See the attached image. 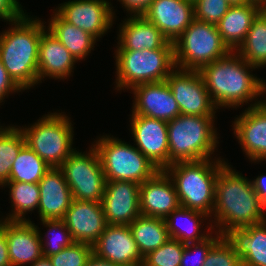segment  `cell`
Listing matches in <instances>:
<instances>
[{"instance_id":"obj_1","label":"cell","mask_w":266,"mask_h":266,"mask_svg":"<svg viewBox=\"0 0 266 266\" xmlns=\"http://www.w3.org/2000/svg\"><path fill=\"white\" fill-rule=\"evenodd\" d=\"M227 163L219 170L215 182V204L209 226L224 236L233 228H243L266 220V206L255 192L251 179ZM212 223V224H211Z\"/></svg>"},{"instance_id":"obj_2","label":"cell","mask_w":266,"mask_h":266,"mask_svg":"<svg viewBox=\"0 0 266 266\" xmlns=\"http://www.w3.org/2000/svg\"><path fill=\"white\" fill-rule=\"evenodd\" d=\"M255 68L236 51H230L226 56L202 67L199 73L218 109L220 107L237 109L248 102L255 101L249 105L250 107L262 104L261 98L258 100L257 97L264 98L263 80L251 74Z\"/></svg>"},{"instance_id":"obj_3","label":"cell","mask_w":266,"mask_h":266,"mask_svg":"<svg viewBox=\"0 0 266 266\" xmlns=\"http://www.w3.org/2000/svg\"><path fill=\"white\" fill-rule=\"evenodd\" d=\"M0 33V60L13 81L23 90L38 84V53L41 34L47 29L39 18L25 14Z\"/></svg>"},{"instance_id":"obj_4","label":"cell","mask_w":266,"mask_h":266,"mask_svg":"<svg viewBox=\"0 0 266 266\" xmlns=\"http://www.w3.org/2000/svg\"><path fill=\"white\" fill-rule=\"evenodd\" d=\"M226 162L218 157L170 164L165 171L175 184L180 206L210 216L215 204V182Z\"/></svg>"},{"instance_id":"obj_5","label":"cell","mask_w":266,"mask_h":266,"mask_svg":"<svg viewBox=\"0 0 266 266\" xmlns=\"http://www.w3.org/2000/svg\"><path fill=\"white\" fill-rule=\"evenodd\" d=\"M215 117L180 114L167 122L169 165L213 158L219 144Z\"/></svg>"},{"instance_id":"obj_6","label":"cell","mask_w":266,"mask_h":266,"mask_svg":"<svg viewBox=\"0 0 266 266\" xmlns=\"http://www.w3.org/2000/svg\"><path fill=\"white\" fill-rule=\"evenodd\" d=\"M114 51L117 91L125 88L129 90L140 84L164 81L176 68L174 48Z\"/></svg>"},{"instance_id":"obj_7","label":"cell","mask_w":266,"mask_h":266,"mask_svg":"<svg viewBox=\"0 0 266 266\" xmlns=\"http://www.w3.org/2000/svg\"><path fill=\"white\" fill-rule=\"evenodd\" d=\"M64 112L48 113L30 127L20 128L26 145L50 168H59L76 149L73 145V124Z\"/></svg>"},{"instance_id":"obj_8","label":"cell","mask_w":266,"mask_h":266,"mask_svg":"<svg viewBox=\"0 0 266 266\" xmlns=\"http://www.w3.org/2000/svg\"><path fill=\"white\" fill-rule=\"evenodd\" d=\"M92 144L98 152L106 181H132L142 184L159 169L134 145L103 135Z\"/></svg>"},{"instance_id":"obj_9","label":"cell","mask_w":266,"mask_h":266,"mask_svg":"<svg viewBox=\"0 0 266 266\" xmlns=\"http://www.w3.org/2000/svg\"><path fill=\"white\" fill-rule=\"evenodd\" d=\"M173 45L175 66L182 70H200L231 51L223 42L216 25L196 19Z\"/></svg>"},{"instance_id":"obj_10","label":"cell","mask_w":266,"mask_h":266,"mask_svg":"<svg viewBox=\"0 0 266 266\" xmlns=\"http://www.w3.org/2000/svg\"><path fill=\"white\" fill-rule=\"evenodd\" d=\"M59 169L71 189L73 199L101 202L106 179L100 157L93 145L88 152L82 153L75 149Z\"/></svg>"},{"instance_id":"obj_11","label":"cell","mask_w":266,"mask_h":266,"mask_svg":"<svg viewBox=\"0 0 266 266\" xmlns=\"http://www.w3.org/2000/svg\"><path fill=\"white\" fill-rule=\"evenodd\" d=\"M166 82L181 114L216 116L215 110L218 108L213 103L199 70H182L176 67Z\"/></svg>"},{"instance_id":"obj_12","label":"cell","mask_w":266,"mask_h":266,"mask_svg":"<svg viewBox=\"0 0 266 266\" xmlns=\"http://www.w3.org/2000/svg\"><path fill=\"white\" fill-rule=\"evenodd\" d=\"M56 11L65 21L90 33L97 40L111 29L115 21L114 7L108 0H69Z\"/></svg>"},{"instance_id":"obj_13","label":"cell","mask_w":266,"mask_h":266,"mask_svg":"<svg viewBox=\"0 0 266 266\" xmlns=\"http://www.w3.org/2000/svg\"><path fill=\"white\" fill-rule=\"evenodd\" d=\"M130 119L136 148L159 170H165L169 166L167 122L136 114H132Z\"/></svg>"},{"instance_id":"obj_14","label":"cell","mask_w":266,"mask_h":266,"mask_svg":"<svg viewBox=\"0 0 266 266\" xmlns=\"http://www.w3.org/2000/svg\"><path fill=\"white\" fill-rule=\"evenodd\" d=\"M140 184L132 181H106L101 200L107 224L129 225L141 215Z\"/></svg>"},{"instance_id":"obj_15","label":"cell","mask_w":266,"mask_h":266,"mask_svg":"<svg viewBox=\"0 0 266 266\" xmlns=\"http://www.w3.org/2000/svg\"><path fill=\"white\" fill-rule=\"evenodd\" d=\"M92 253L121 266H142L139 252L129 225H110L92 245Z\"/></svg>"},{"instance_id":"obj_16","label":"cell","mask_w":266,"mask_h":266,"mask_svg":"<svg viewBox=\"0 0 266 266\" xmlns=\"http://www.w3.org/2000/svg\"><path fill=\"white\" fill-rule=\"evenodd\" d=\"M5 231L11 266L31 265L40 259L42 244L39 231L31 220H0Z\"/></svg>"},{"instance_id":"obj_17","label":"cell","mask_w":266,"mask_h":266,"mask_svg":"<svg viewBox=\"0 0 266 266\" xmlns=\"http://www.w3.org/2000/svg\"><path fill=\"white\" fill-rule=\"evenodd\" d=\"M131 92L134 94L132 114L166 122L181 114L166 80L136 85Z\"/></svg>"},{"instance_id":"obj_18","label":"cell","mask_w":266,"mask_h":266,"mask_svg":"<svg viewBox=\"0 0 266 266\" xmlns=\"http://www.w3.org/2000/svg\"><path fill=\"white\" fill-rule=\"evenodd\" d=\"M233 130L241 149L251 162L266 161V107H248L235 118Z\"/></svg>"},{"instance_id":"obj_19","label":"cell","mask_w":266,"mask_h":266,"mask_svg":"<svg viewBox=\"0 0 266 266\" xmlns=\"http://www.w3.org/2000/svg\"><path fill=\"white\" fill-rule=\"evenodd\" d=\"M180 206L173 180L165 170L140 184L139 208L143 216L165 219Z\"/></svg>"},{"instance_id":"obj_20","label":"cell","mask_w":266,"mask_h":266,"mask_svg":"<svg viewBox=\"0 0 266 266\" xmlns=\"http://www.w3.org/2000/svg\"><path fill=\"white\" fill-rule=\"evenodd\" d=\"M63 221L75 242L93 245L107 226L101 202L72 199Z\"/></svg>"},{"instance_id":"obj_21","label":"cell","mask_w":266,"mask_h":266,"mask_svg":"<svg viewBox=\"0 0 266 266\" xmlns=\"http://www.w3.org/2000/svg\"><path fill=\"white\" fill-rule=\"evenodd\" d=\"M142 15L170 42H174L195 19L190 0H153Z\"/></svg>"},{"instance_id":"obj_22","label":"cell","mask_w":266,"mask_h":266,"mask_svg":"<svg viewBox=\"0 0 266 266\" xmlns=\"http://www.w3.org/2000/svg\"><path fill=\"white\" fill-rule=\"evenodd\" d=\"M119 26L116 50L142 51L160 48H174L163 33L143 15H129Z\"/></svg>"},{"instance_id":"obj_23","label":"cell","mask_w":266,"mask_h":266,"mask_svg":"<svg viewBox=\"0 0 266 266\" xmlns=\"http://www.w3.org/2000/svg\"><path fill=\"white\" fill-rule=\"evenodd\" d=\"M40 220H63L72 201V193L59 168H51L38 182Z\"/></svg>"},{"instance_id":"obj_24","label":"cell","mask_w":266,"mask_h":266,"mask_svg":"<svg viewBox=\"0 0 266 266\" xmlns=\"http://www.w3.org/2000/svg\"><path fill=\"white\" fill-rule=\"evenodd\" d=\"M78 62L47 29L41 34L38 53V83L46 77L64 80L71 76ZM44 78V79H43Z\"/></svg>"},{"instance_id":"obj_25","label":"cell","mask_w":266,"mask_h":266,"mask_svg":"<svg viewBox=\"0 0 266 266\" xmlns=\"http://www.w3.org/2000/svg\"><path fill=\"white\" fill-rule=\"evenodd\" d=\"M224 236L234 247L242 266H266V220L233 228Z\"/></svg>"},{"instance_id":"obj_26","label":"cell","mask_w":266,"mask_h":266,"mask_svg":"<svg viewBox=\"0 0 266 266\" xmlns=\"http://www.w3.org/2000/svg\"><path fill=\"white\" fill-rule=\"evenodd\" d=\"M260 13L257 1L243 5H231L228 12L218 22L217 29L223 42L235 51L244 41L248 30Z\"/></svg>"},{"instance_id":"obj_27","label":"cell","mask_w":266,"mask_h":266,"mask_svg":"<svg viewBox=\"0 0 266 266\" xmlns=\"http://www.w3.org/2000/svg\"><path fill=\"white\" fill-rule=\"evenodd\" d=\"M209 217L210 216H208L204 212L179 206L175 211L170 213L165 218L170 238L176 239L183 244H189L204 240L210 235L209 232L212 231L214 227L207 226L209 228H207V233H201V223L203 224L202 221L207 220ZM179 221H181V223Z\"/></svg>"},{"instance_id":"obj_28","label":"cell","mask_w":266,"mask_h":266,"mask_svg":"<svg viewBox=\"0 0 266 266\" xmlns=\"http://www.w3.org/2000/svg\"><path fill=\"white\" fill-rule=\"evenodd\" d=\"M47 30L56 37L77 61L85 60L95 47L97 39L90 33L65 21L56 11Z\"/></svg>"},{"instance_id":"obj_29","label":"cell","mask_w":266,"mask_h":266,"mask_svg":"<svg viewBox=\"0 0 266 266\" xmlns=\"http://www.w3.org/2000/svg\"><path fill=\"white\" fill-rule=\"evenodd\" d=\"M129 228L142 257L158 249L170 239L165 219L149 216H138Z\"/></svg>"},{"instance_id":"obj_30","label":"cell","mask_w":266,"mask_h":266,"mask_svg":"<svg viewBox=\"0 0 266 266\" xmlns=\"http://www.w3.org/2000/svg\"><path fill=\"white\" fill-rule=\"evenodd\" d=\"M248 64L256 68L266 65V15L259 13L244 41L235 50Z\"/></svg>"},{"instance_id":"obj_31","label":"cell","mask_w":266,"mask_h":266,"mask_svg":"<svg viewBox=\"0 0 266 266\" xmlns=\"http://www.w3.org/2000/svg\"><path fill=\"white\" fill-rule=\"evenodd\" d=\"M10 188L9 195L12 210L3 220H29L25 215L33 210H38L40 189L38 183L7 182L2 187Z\"/></svg>"},{"instance_id":"obj_32","label":"cell","mask_w":266,"mask_h":266,"mask_svg":"<svg viewBox=\"0 0 266 266\" xmlns=\"http://www.w3.org/2000/svg\"><path fill=\"white\" fill-rule=\"evenodd\" d=\"M50 169L42 158L25 145L13 161L9 182L38 183Z\"/></svg>"},{"instance_id":"obj_33","label":"cell","mask_w":266,"mask_h":266,"mask_svg":"<svg viewBox=\"0 0 266 266\" xmlns=\"http://www.w3.org/2000/svg\"><path fill=\"white\" fill-rule=\"evenodd\" d=\"M26 145L19 126H0V186L9 182L13 161Z\"/></svg>"},{"instance_id":"obj_34","label":"cell","mask_w":266,"mask_h":266,"mask_svg":"<svg viewBox=\"0 0 266 266\" xmlns=\"http://www.w3.org/2000/svg\"><path fill=\"white\" fill-rule=\"evenodd\" d=\"M41 223L43 224V226L49 228L46 232L47 235L46 233H44L45 237L47 238L45 240L42 234L40 233L41 231L39 230V227L36 226L41 237L42 254L44 257H50L54 254H57L65 247H69L75 242L63 220H41ZM57 232L60 233L57 234ZM49 235L51 236V238Z\"/></svg>"},{"instance_id":"obj_35","label":"cell","mask_w":266,"mask_h":266,"mask_svg":"<svg viewBox=\"0 0 266 266\" xmlns=\"http://www.w3.org/2000/svg\"><path fill=\"white\" fill-rule=\"evenodd\" d=\"M185 244L170 238L158 249L143 257L142 266H180Z\"/></svg>"},{"instance_id":"obj_36","label":"cell","mask_w":266,"mask_h":266,"mask_svg":"<svg viewBox=\"0 0 266 266\" xmlns=\"http://www.w3.org/2000/svg\"><path fill=\"white\" fill-rule=\"evenodd\" d=\"M91 254L92 245L74 242L49 259L53 266H85Z\"/></svg>"},{"instance_id":"obj_37","label":"cell","mask_w":266,"mask_h":266,"mask_svg":"<svg viewBox=\"0 0 266 266\" xmlns=\"http://www.w3.org/2000/svg\"><path fill=\"white\" fill-rule=\"evenodd\" d=\"M203 266H242L232 244L222 236L209 250Z\"/></svg>"},{"instance_id":"obj_38","label":"cell","mask_w":266,"mask_h":266,"mask_svg":"<svg viewBox=\"0 0 266 266\" xmlns=\"http://www.w3.org/2000/svg\"><path fill=\"white\" fill-rule=\"evenodd\" d=\"M193 5L194 18L213 25H217L231 7L227 0H195Z\"/></svg>"},{"instance_id":"obj_39","label":"cell","mask_w":266,"mask_h":266,"mask_svg":"<svg viewBox=\"0 0 266 266\" xmlns=\"http://www.w3.org/2000/svg\"><path fill=\"white\" fill-rule=\"evenodd\" d=\"M214 232L216 236H213L212 235L213 231H211L210 235L204 240L185 244V247L182 253L180 266H190V265L191 266H203L207 253L209 252L211 247L222 237V235L218 233L217 231H214ZM191 250H194V253H192ZM195 253H196V255L194 256L195 259H192L191 254L193 255Z\"/></svg>"},{"instance_id":"obj_40","label":"cell","mask_w":266,"mask_h":266,"mask_svg":"<svg viewBox=\"0 0 266 266\" xmlns=\"http://www.w3.org/2000/svg\"><path fill=\"white\" fill-rule=\"evenodd\" d=\"M24 10L18 0H0V19L11 22L21 18Z\"/></svg>"},{"instance_id":"obj_41","label":"cell","mask_w":266,"mask_h":266,"mask_svg":"<svg viewBox=\"0 0 266 266\" xmlns=\"http://www.w3.org/2000/svg\"><path fill=\"white\" fill-rule=\"evenodd\" d=\"M22 91L23 90L9 76L0 60V103L4 102L5 96L8 97L10 93Z\"/></svg>"},{"instance_id":"obj_42","label":"cell","mask_w":266,"mask_h":266,"mask_svg":"<svg viewBox=\"0 0 266 266\" xmlns=\"http://www.w3.org/2000/svg\"><path fill=\"white\" fill-rule=\"evenodd\" d=\"M130 15H142L153 0H117Z\"/></svg>"},{"instance_id":"obj_43","label":"cell","mask_w":266,"mask_h":266,"mask_svg":"<svg viewBox=\"0 0 266 266\" xmlns=\"http://www.w3.org/2000/svg\"><path fill=\"white\" fill-rule=\"evenodd\" d=\"M0 266H11L5 231L0 227Z\"/></svg>"},{"instance_id":"obj_44","label":"cell","mask_w":266,"mask_h":266,"mask_svg":"<svg viewBox=\"0 0 266 266\" xmlns=\"http://www.w3.org/2000/svg\"><path fill=\"white\" fill-rule=\"evenodd\" d=\"M252 183L261 202L266 206V174L256 177Z\"/></svg>"},{"instance_id":"obj_45","label":"cell","mask_w":266,"mask_h":266,"mask_svg":"<svg viewBox=\"0 0 266 266\" xmlns=\"http://www.w3.org/2000/svg\"><path fill=\"white\" fill-rule=\"evenodd\" d=\"M85 266H121L118 264H114L106 259H102L95 254H91L88 260L86 261Z\"/></svg>"},{"instance_id":"obj_46","label":"cell","mask_w":266,"mask_h":266,"mask_svg":"<svg viewBox=\"0 0 266 266\" xmlns=\"http://www.w3.org/2000/svg\"><path fill=\"white\" fill-rule=\"evenodd\" d=\"M29 266H53L49 257L42 256L40 259L36 260L33 264Z\"/></svg>"},{"instance_id":"obj_47","label":"cell","mask_w":266,"mask_h":266,"mask_svg":"<svg viewBox=\"0 0 266 266\" xmlns=\"http://www.w3.org/2000/svg\"><path fill=\"white\" fill-rule=\"evenodd\" d=\"M260 13L266 15V0H258L257 1Z\"/></svg>"},{"instance_id":"obj_48","label":"cell","mask_w":266,"mask_h":266,"mask_svg":"<svg viewBox=\"0 0 266 266\" xmlns=\"http://www.w3.org/2000/svg\"><path fill=\"white\" fill-rule=\"evenodd\" d=\"M231 5H243L253 2V0H227Z\"/></svg>"},{"instance_id":"obj_49","label":"cell","mask_w":266,"mask_h":266,"mask_svg":"<svg viewBox=\"0 0 266 266\" xmlns=\"http://www.w3.org/2000/svg\"><path fill=\"white\" fill-rule=\"evenodd\" d=\"M264 93L266 94V82H265V80H263L262 95H264ZM262 104H263V106L266 107V99L265 98L262 101Z\"/></svg>"}]
</instances>
